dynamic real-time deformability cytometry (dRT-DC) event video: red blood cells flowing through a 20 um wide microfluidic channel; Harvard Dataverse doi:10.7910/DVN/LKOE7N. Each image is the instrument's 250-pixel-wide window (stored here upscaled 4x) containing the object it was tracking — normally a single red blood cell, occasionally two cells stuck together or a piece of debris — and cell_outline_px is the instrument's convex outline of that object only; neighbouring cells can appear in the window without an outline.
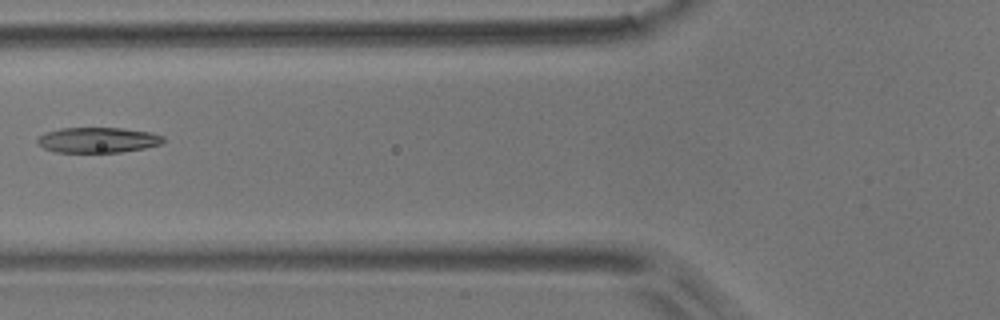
{"species": "common noctule bat (a hibernating species)", "species_latin": "Nyctalus noctula", "temperature_condition": "room temperature", "stored_images_in_passage": 7, "camera_frame_rate_fps": 3000, "um_per_image_px": 0.085, "animal": {"sex": "male", "body_mass_g": 17.9}, "frame": {"image": 1, "passage_image": 6, "time_ms": 5.667, "image_size_px": [1000, 320], "cell_outline_px": [[164, 144], [144, 148], [120, 152], [56, 152], [44, 148], [36, 144], [36, 136], [44, 132], [60, 128], [124, 128], [148, 132], [164, 136]], "centroid_in_image_um": [8.27, 11.9], "position_along_channel_um": 117.5, "area_um2": 18.84}}
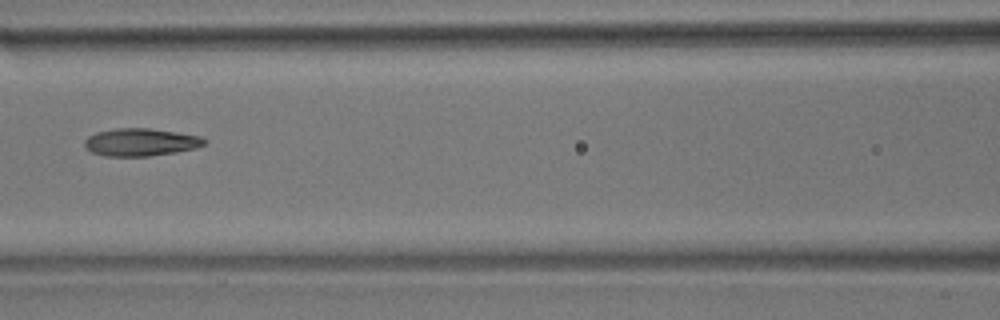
{"frame": {"image": 2, "passage_image": 7, "time_ms": 6.667, "image_size_px": [1000, 320], "cell_outline_px": [[208, 140], [204, 144], [196, 148], [176, 152], [148, 156], [104, 156], [92, 152], [84, 148], [84, 140], [88, 136], [96, 132], [116, 128], [148, 128], [176, 132], [200, 136]], "centroid_in_image_um": [11.93, 12.08], "position_along_channel_um": 154.7, "area_um2": 19.36}}